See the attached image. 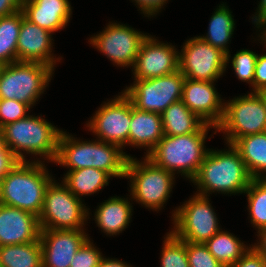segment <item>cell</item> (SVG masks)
I'll list each match as a JSON object with an SVG mask.
<instances>
[{"mask_svg": "<svg viewBox=\"0 0 266 267\" xmlns=\"http://www.w3.org/2000/svg\"><path fill=\"white\" fill-rule=\"evenodd\" d=\"M80 140L62 130L54 163L67 167L69 171L92 167L107 172L111 177L125 178L127 161L131 156L119 145L98 139Z\"/></svg>", "mask_w": 266, "mask_h": 267, "instance_id": "6da1fadb", "label": "cell"}, {"mask_svg": "<svg viewBox=\"0 0 266 267\" xmlns=\"http://www.w3.org/2000/svg\"><path fill=\"white\" fill-rule=\"evenodd\" d=\"M228 150L209 149L200 165L197 175L191 180L197 186V194L210 196L221 194H242L248 188L252 178L238 150L227 144Z\"/></svg>", "mask_w": 266, "mask_h": 267, "instance_id": "7a4b0ae2", "label": "cell"}, {"mask_svg": "<svg viewBox=\"0 0 266 267\" xmlns=\"http://www.w3.org/2000/svg\"><path fill=\"white\" fill-rule=\"evenodd\" d=\"M44 161H18L1 178L0 203L39 217L47 186L54 179Z\"/></svg>", "mask_w": 266, "mask_h": 267, "instance_id": "3957f363", "label": "cell"}, {"mask_svg": "<svg viewBox=\"0 0 266 267\" xmlns=\"http://www.w3.org/2000/svg\"><path fill=\"white\" fill-rule=\"evenodd\" d=\"M210 128L217 130L215 126L204 123L195 133L164 135L146 157L158 167L173 174L180 173L191 181L209 151L205 146V139Z\"/></svg>", "mask_w": 266, "mask_h": 267, "instance_id": "277c9868", "label": "cell"}, {"mask_svg": "<svg viewBox=\"0 0 266 267\" xmlns=\"http://www.w3.org/2000/svg\"><path fill=\"white\" fill-rule=\"evenodd\" d=\"M5 146L18 161H26L25 154L43 156L44 160L54 162L57 155L58 139L61 129L38 116L28 115L24 119L7 124L1 128ZM23 151V152H22ZM46 158V159H45Z\"/></svg>", "mask_w": 266, "mask_h": 267, "instance_id": "5b68a950", "label": "cell"}, {"mask_svg": "<svg viewBox=\"0 0 266 267\" xmlns=\"http://www.w3.org/2000/svg\"><path fill=\"white\" fill-rule=\"evenodd\" d=\"M143 161L129 157L125 178L130 179L131 198L146 208L159 211L170 197L175 174L158 167L146 156Z\"/></svg>", "mask_w": 266, "mask_h": 267, "instance_id": "8992f818", "label": "cell"}, {"mask_svg": "<svg viewBox=\"0 0 266 267\" xmlns=\"http://www.w3.org/2000/svg\"><path fill=\"white\" fill-rule=\"evenodd\" d=\"M54 69L38 62H13L0 72V99L17 100L31 108L44 94Z\"/></svg>", "mask_w": 266, "mask_h": 267, "instance_id": "52a82bcc", "label": "cell"}, {"mask_svg": "<svg viewBox=\"0 0 266 267\" xmlns=\"http://www.w3.org/2000/svg\"><path fill=\"white\" fill-rule=\"evenodd\" d=\"M82 201L62 182L53 179L46 188L38 217L40 229L84 230L90 212Z\"/></svg>", "mask_w": 266, "mask_h": 267, "instance_id": "ba28073f", "label": "cell"}, {"mask_svg": "<svg viewBox=\"0 0 266 267\" xmlns=\"http://www.w3.org/2000/svg\"><path fill=\"white\" fill-rule=\"evenodd\" d=\"M214 134H225L226 144L238 138L266 132V109L256 92H250L224 102V115Z\"/></svg>", "mask_w": 266, "mask_h": 267, "instance_id": "9c48e42d", "label": "cell"}, {"mask_svg": "<svg viewBox=\"0 0 266 267\" xmlns=\"http://www.w3.org/2000/svg\"><path fill=\"white\" fill-rule=\"evenodd\" d=\"M208 196L193 195L183 205L172 212L173 230L177 238L192 242L205 243L221 230L218 218Z\"/></svg>", "mask_w": 266, "mask_h": 267, "instance_id": "30bf717a", "label": "cell"}, {"mask_svg": "<svg viewBox=\"0 0 266 267\" xmlns=\"http://www.w3.org/2000/svg\"><path fill=\"white\" fill-rule=\"evenodd\" d=\"M184 80L178 70L158 78L135 80L122 92L137 109L162 114L172 103L181 100Z\"/></svg>", "mask_w": 266, "mask_h": 267, "instance_id": "8fae6325", "label": "cell"}, {"mask_svg": "<svg viewBox=\"0 0 266 267\" xmlns=\"http://www.w3.org/2000/svg\"><path fill=\"white\" fill-rule=\"evenodd\" d=\"M227 65L226 53L199 36L187 40L179 52V71L192 80L215 82Z\"/></svg>", "mask_w": 266, "mask_h": 267, "instance_id": "7c38bea8", "label": "cell"}, {"mask_svg": "<svg viewBox=\"0 0 266 267\" xmlns=\"http://www.w3.org/2000/svg\"><path fill=\"white\" fill-rule=\"evenodd\" d=\"M95 113L86 125L98 140L119 145L122 149L129 145L132 101L123 92L101 104Z\"/></svg>", "mask_w": 266, "mask_h": 267, "instance_id": "4fadbf2b", "label": "cell"}, {"mask_svg": "<svg viewBox=\"0 0 266 267\" xmlns=\"http://www.w3.org/2000/svg\"><path fill=\"white\" fill-rule=\"evenodd\" d=\"M148 36L125 24L109 22L105 30L89 38L92 46L118 67H133L140 46Z\"/></svg>", "mask_w": 266, "mask_h": 267, "instance_id": "5bb4252c", "label": "cell"}, {"mask_svg": "<svg viewBox=\"0 0 266 267\" xmlns=\"http://www.w3.org/2000/svg\"><path fill=\"white\" fill-rule=\"evenodd\" d=\"M151 35L142 42L133 65L134 80L158 78L179 70V51Z\"/></svg>", "mask_w": 266, "mask_h": 267, "instance_id": "9a60e30c", "label": "cell"}, {"mask_svg": "<svg viewBox=\"0 0 266 267\" xmlns=\"http://www.w3.org/2000/svg\"><path fill=\"white\" fill-rule=\"evenodd\" d=\"M89 238L85 230L41 229L42 267H70V262Z\"/></svg>", "mask_w": 266, "mask_h": 267, "instance_id": "2e32d148", "label": "cell"}, {"mask_svg": "<svg viewBox=\"0 0 266 267\" xmlns=\"http://www.w3.org/2000/svg\"><path fill=\"white\" fill-rule=\"evenodd\" d=\"M214 86V81L185 78L181 100L203 122L217 127L224 115V99Z\"/></svg>", "mask_w": 266, "mask_h": 267, "instance_id": "e0dca14e", "label": "cell"}, {"mask_svg": "<svg viewBox=\"0 0 266 267\" xmlns=\"http://www.w3.org/2000/svg\"><path fill=\"white\" fill-rule=\"evenodd\" d=\"M52 34L23 17L17 42V61L38 62L55 70L54 67L62 60V56L56 58L55 55L54 58Z\"/></svg>", "mask_w": 266, "mask_h": 267, "instance_id": "ac0fdd59", "label": "cell"}, {"mask_svg": "<svg viewBox=\"0 0 266 267\" xmlns=\"http://www.w3.org/2000/svg\"><path fill=\"white\" fill-rule=\"evenodd\" d=\"M40 231L36 215L0 203V246L37 241Z\"/></svg>", "mask_w": 266, "mask_h": 267, "instance_id": "d6986e66", "label": "cell"}, {"mask_svg": "<svg viewBox=\"0 0 266 267\" xmlns=\"http://www.w3.org/2000/svg\"><path fill=\"white\" fill-rule=\"evenodd\" d=\"M22 11L27 20L51 33L64 30L72 16L68 0H26Z\"/></svg>", "mask_w": 266, "mask_h": 267, "instance_id": "ffe728a7", "label": "cell"}, {"mask_svg": "<svg viewBox=\"0 0 266 267\" xmlns=\"http://www.w3.org/2000/svg\"><path fill=\"white\" fill-rule=\"evenodd\" d=\"M164 136L161 114L142 111L132 103L129 146L144 148L147 156ZM148 149V150H147Z\"/></svg>", "mask_w": 266, "mask_h": 267, "instance_id": "44dd1931", "label": "cell"}, {"mask_svg": "<svg viewBox=\"0 0 266 267\" xmlns=\"http://www.w3.org/2000/svg\"><path fill=\"white\" fill-rule=\"evenodd\" d=\"M96 208L94 220L98 228L108 236H116L129 226L132 203L126 198L111 197Z\"/></svg>", "mask_w": 266, "mask_h": 267, "instance_id": "7402d4cb", "label": "cell"}, {"mask_svg": "<svg viewBox=\"0 0 266 267\" xmlns=\"http://www.w3.org/2000/svg\"><path fill=\"white\" fill-rule=\"evenodd\" d=\"M232 145L238 150L250 177L266 179V132L238 138Z\"/></svg>", "mask_w": 266, "mask_h": 267, "instance_id": "603a6c76", "label": "cell"}, {"mask_svg": "<svg viewBox=\"0 0 266 267\" xmlns=\"http://www.w3.org/2000/svg\"><path fill=\"white\" fill-rule=\"evenodd\" d=\"M232 12L225 3L220 4L210 18L209 27L206 36H199L202 40L219 48L226 53V63H230V50L228 49L229 40L231 39L235 21Z\"/></svg>", "mask_w": 266, "mask_h": 267, "instance_id": "cb8c5ba5", "label": "cell"}, {"mask_svg": "<svg viewBox=\"0 0 266 267\" xmlns=\"http://www.w3.org/2000/svg\"><path fill=\"white\" fill-rule=\"evenodd\" d=\"M164 135L195 133L205 122L189 110L182 100L172 103L162 114Z\"/></svg>", "mask_w": 266, "mask_h": 267, "instance_id": "d4e9b609", "label": "cell"}, {"mask_svg": "<svg viewBox=\"0 0 266 267\" xmlns=\"http://www.w3.org/2000/svg\"><path fill=\"white\" fill-rule=\"evenodd\" d=\"M112 178L107 172L88 167L74 171H67L64 174L62 183L79 199L82 196H90L97 193L104 186L109 185L108 181Z\"/></svg>", "mask_w": 266, "mask_h": 267, "instance_id": "484cf974", "label": "cell"}, {"mask_svg": "<svg viewBox=\"0 0 266 267\" xmlns=\"http://www.w3.org/2000/svg\"><path fill=\"white\" fill-rule=\"evenodd\" d=\"M204 244L209 252L225 267H232L251 247L222 229Z\"/></svg>", "mask_w": 266, "mask_h": 267, "instance_id": "4316f807", "label": "cell"}, {"mask_svg": "<svg viewBox=\"0 0 266 267\" xmlns=\"http://www.w3.org/2000/svg\"><path fill=\"white\" fill-rule=\"evenodd\" d=\"M2 267H42L40 240L7 246H0Z\"/></svg>", "mask_w": 266, "mask_h": 267, "instance_id": "83f0119b", "label": "cell"}, {"mask_svg": "<svg viewBox=\"0 0 266 267\" xmlns=\"http://www.w3.org/2000/svg\"><path fill=\"white\" fill-rule=\"evenodd\" d=\"M24 13L22 10L0 17V62H17V42Z\"/></svg>", "mask_w": 266, "mask_h": 267, "instance_id": "f1b7e54d", "label": "cell"}, {"mask_svg": "<svg viewBox=\"0 0 266 267\" xmlns=\"http://www.w3.org/2000/svg\"><path fill=\"white\" fill-rule=\"evenodd\" d=\"M243 194H247L251 224L257 232L266 228V179H252Z\"/></svg>", "mask_w": 266, "mask_h": 267, "instance_id": "f546056e", "label": "cell"}, {"mask_svg": "<svg viewBox=\"0 0 266 267\" xmlns=\"http://www.w3.org/2000/svg\"><path fill=\"white\" fill-rule=\"evenodd\" d=\"M161 267H190L186 253V241L177 238L171 231L164 237L161 251Z\"/></svg>", "mask_w": 266, "mask_h": 267, "instance_id": "4dcf8cb0", "label": "cell"}, {"mask_svg": "<svg viewBox=\"0 0 266 267\" xmlns=\"http://www.w3.org/2000/svg\"><path fill=\"white\" fill-rule=\"evenodd\" d=\"M258 53L248 49H241L232 57V68L236 73L238 80L253 85L256 59Z\"/></svg>", "mask_w": 266, "mask_h": 267, "instance_id": "1f68e13d", "label": "cell"}, {"mask_svg": "<svg viewBox=\"0 0 266 267\" xmlns=\"http://www.w3.org/2000/svg\"><path fill=\"white\" fill-rule=\"evenodd\" d=\"M186 253L190 267H225L209 252L204 243L186 241Z\"/></svg>", "mask_w": 266, "mask_h": 267, "instance_id": "d6a6232c", "label": "cell"}, {"mask_svg": "<svg viewBox=\"0 0 266 267\" xmlns=\"http://www.w3.org/2000/svg\"><path fill=\"white\" fill-rule=\"evenodd\" d=\"M31 107L17 100L0 99V129L9 123L26 118Z\"/></svg>", "mask_w": 266, "mask_h": 267, "instance_id": "836d02e7", "label": "cell"}, {"mask_svg": "<svg viewBox=\"0 0 266 267\" xmlns=\"http://www.w3.org/2000/svg\"><path fill=\"white\" fill-rule=\"evenodd\" d=\"M90 240L89 237L75 253L70 267H99L104 256Z\"/></svg>", "mask_w": 266, "mask_h": 267, "instance_id": "e575fe53", "label": "cell"}, {"mask_svg": "<svg viewBox=\"0 0 266 267\" xmlns=\"http://www.w3.org/2000/svg\"><path fill=\"white\" fill-rule=\"evenodd\" d=\"M261 34L259 35L260 41L266 46V31H261ZM262 89H266V54L257 56L251 92H258Z\"/></svg>", "mask_w": 266, "mask_h": 267, "instance_id": "d590c367", "label": "cell"}, {"mask_svg": "<svg viewBox=\"0 0 266 267\" xmlns=\"http://www.w3.org/2000/svg\"><path fill=\"white\" fill-rule=\"evenodd\" d=\"M232 267H266V260L250 247Z\"/></svg>", "mask_w": 266, "mask_h": 267, "instance_id": "8d00e7d4", "label": "cell"}, {"mask_svg": "<svg viewBox=\"0 0 266 267\" xmlns=\"http://www.w3.org/2000/svg\"><path fill=\"white\" fill-rule=\"evenodd\" d=\"M139 10L148 18L154 17L163 8L168 0H132Z\"/></svg>", "mask_w": 266, "mask_h": 267, "instance_id": "74e56055", "label": "cell"}, {"mask_svg": "<svg viewBox=\"0 0 266 267\" xmlns=\"http://www.w3.org/2000/svg\"><path fill=\"white\" fill-rule=\"evenodd\" d=\"M18 162L9 149H0V178L8 173Z\"/></svg>", "mask_w": 266, "mask_h": 267, "instance_id": "f35d334b", "label": "cell"}, {"mask_svg": "<svg viewBox=\"0 0 266 267\" xmlns=\"http://www.w3.org/2000/svg\"><path fill=\"white\" fill-rule=\"evenodd\" d=\"M25 0H0V17L8 16L22 10Z\"/></svg>", "mask_w": 266, "mask_h": 267, "instance_id": "ab89813d", "label": "cell"}, {"mask_svg": "<svg viewBox=\"0 0 266 267\" xmlns=\"http://www.w3.org/2000/svg\"><path fill=\"white\" fill-rule=\"evenodd\" d=\"M252 21L256 28L263 31L266 30V0H260L257 12L254 17H252Z\"/></svg>", "mask_w": 266, "mask_h": 267, "instance_id": "60d3db41", "label": "cell"}, {"mask_svg": "<svg viewBox=\"0 0 266 267\" xmlns=\"http://www.w3.org/2000/svg\"><path fill=\"white\" fill-rule=\"evenodd\" d=\"M259 241L251 244V247L266 260V228L257 232Z\"/></svg>", "mask_w": 266, "mask_h": 267, "instance_id": "b9f144b4", "label": "cell"}, {"mask_svg": "<svg viewBox=\"0 0 266 267\" xmlns=\"http://www.w3.org/2000/svg\"><path fill=\"white\" fill-rule=\"evenodd\" d=\"M99 267H132L130 264L128 265L126 262L117 259H109L103 257L100 261Z\"/></svg>", "mask_w": 266, "mask_h": 267, "instance_id": "7bdbcfd3", "label": "cell"}, {"mask_svg": "<svg viewBox=\"0 0 266 267\" xmlns=\"http://www.w3.org/2000/svg\"><path fill=\"white\" fill-rule=\"evenodd\" d=\"M256 93L260 96V98L264 104V107L266 109V89L259 90Z\"/></svg>", "mask_w": 266, "mask_h": 267, "instance_id": "ee69618b", "label": "cell"}, {"mask_svg": "<svg viewBox=\"0 0 266 267\" xmlns=\"http://www.w3.org/2000/svg\"><path fill=\"white\" fill-rule=\"evenodd\" d=\"M0 149H8L5 146V140H4L3 132L1 129H0Z\"/></svg>", "mask_w": 266, "mask_h": 267, "instance_id": "f6af8a7d", "label": "cell"}, {"mask_svg": "<svg viewBox=\"0 0 266 267\" xmlns=\"http://www.w3.org/2000/svg\"><path fill=\"white\" fill-rule=\"evenodd\" d=\"M4 65L0 62V72H1V69Z\"/></svg>", "mask_w": 266, "mask_h": 267, "instance_id": "bcb514c9", "label": "cell"}]
</instances>
